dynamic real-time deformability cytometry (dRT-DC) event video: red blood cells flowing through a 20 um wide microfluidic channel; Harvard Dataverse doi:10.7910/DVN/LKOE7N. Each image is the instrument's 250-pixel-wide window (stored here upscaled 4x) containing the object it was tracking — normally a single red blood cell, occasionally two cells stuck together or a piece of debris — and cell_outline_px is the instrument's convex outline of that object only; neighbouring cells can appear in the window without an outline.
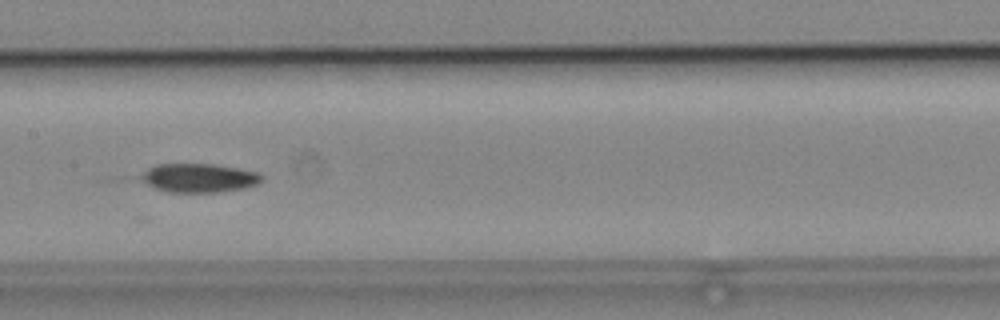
{"species": "common noctule bat (a hibernating species)", "species_latin": "Nyctalus noctula", "temperature_condition": "cold", "stored_images_in_passage": 38, "camera_frame_rate_fps": 3000, "um_per_image_px": 0.085, "animal": {"sex": "male", "body_mass_g": 19.2, "forearm_length_mm": 51.8}, "frame": {"image": 1, "passage_image": 12, "time_ms": 3.667, "image_size_px": [1000, 320], "cell_outline_px": [[264, 176], [256, 184], [240, 188], [216, 192], [168, 192], [156, 188], [148, 184], [140, 176], [148, 168], [156, 164], [216, 164], [256, 172]], "centroid_in_image_um": [16.89, 15.11], "position_along_channel_um": 190.5, "area_um2": 19.83}}
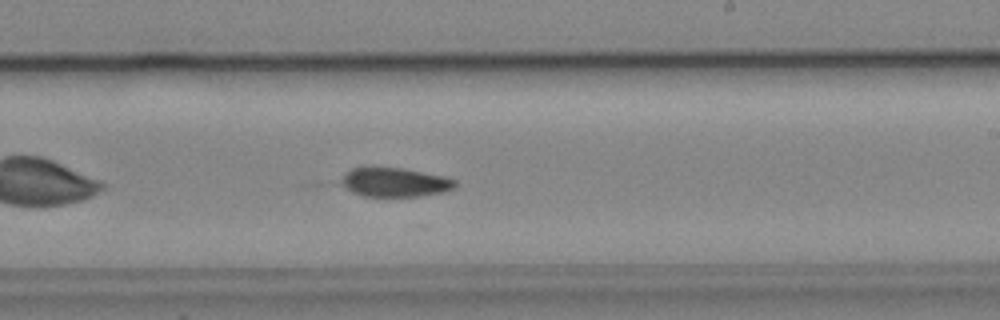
{"frame": {"image": 2, "passage_image": 17, "time_ms": 5.333, "image_size_px": [1000, 320], "cell_outline_px": [[456, 188], [444, 192], [420, 196], [364, 196], [352, 192], [340, 184], [340, 180], [344, 172], [352, 168], [364, 164], [368, 164], [404, 168], [444, 176], [456, 180]], "centroid_in_image_um": [33.49, 15.44], "position_along_channel_um": 255.5, "area_um2": 20.17}, "authors_computed_cell_mechanics": {"area_um2": 20.0855, "velocity_mm_per_s": 3.9143, "shape_relaxation_time_tau1_ms": 2.8492, "shape_relaxation_time_tau2_ms": 6.0266, "deformation_change_tau1": 0.0677, "deformation_change_tau2": 0.0858}}